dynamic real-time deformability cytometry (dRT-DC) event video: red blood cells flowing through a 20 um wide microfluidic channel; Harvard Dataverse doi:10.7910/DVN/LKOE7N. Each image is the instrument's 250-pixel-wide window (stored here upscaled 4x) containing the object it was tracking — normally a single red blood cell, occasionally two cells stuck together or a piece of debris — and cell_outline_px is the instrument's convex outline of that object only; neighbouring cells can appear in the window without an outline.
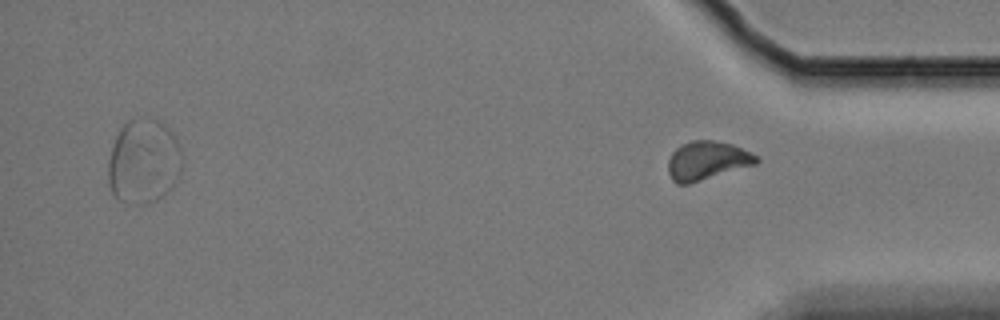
{"species": "Egyptian fruit bat (a non-hibernating species)", "species_latin": "Rousettus aegyptiacus", "temperature_condition": "cold", "stored_images_in_passage": 60, "segment_of_instrument_passage": [2, 2], "camera_frame_rate_fps": 3000, "um_per_image_px": 0.085, "animal": {"sex": "female"}, "frame": {"image": 1, "passage_image": 60, "time_ms": 19.667, "image_size_px": [1000, 320], "cell_outline_px": [[760, 160], [756, 164], [688, 184], [676, 184], [672, 180], [668, 172], [668, 160], [672, 152], [680, 144], [692, 140], [712, 140], [732, 144], [760, 156]], "centroid_in_image_um": [60.09, 13.64], "position_along_channel_um": 375.1, "area_um2": 20.0}}